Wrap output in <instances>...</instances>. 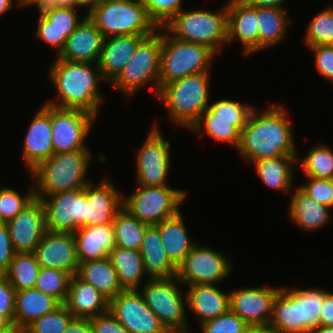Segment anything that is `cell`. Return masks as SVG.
Masks as SVG:
<instances>
[{
  "mask_svg": "<svg viewBox=\"0 0 333 333\" xmlns=\"http://www.w3.org/2000/svg\"><path fill=\"white\" fill-rule=\"evenodd\" d=\"M62 304L34 288L16 291L14 323L25 329L34 320L55 311Z\"/></svg>",
  "mask_w": 333,
  "mask_h": 333,
  "instance_id": "obj_28",
  "label": "cell"
},
{
  "mask_svg": "<svg viewBox=\"0 0 333 333\" xmlns=\"http://www.w3.org/2000/svg\"><path fill=\"white\" fill-rule=\"evenodd\" d=\"M11 324L12 322L6 316L0 315V330L7 328Z\"/></svg>",
  "mask_w": 333,
  "mask_h": 333,
  "instance_id": "obj_64",
  "label": "cell"
},
{
  "mask_svg": "<svg viewBox=\"0 0 333 333\" xmlns=\"http://www.w3.org/2000/svg\"><path fill=\"white\" fill-rule=\"evenodd\" d=\"M17 4H19V6H28V5H35L39 0H16Z\"/></svg>",
  "mask_w": 333,
  "mask_h": 333,
  "instance_id": "obj_65",
  "label": "cell"
},
{
  "mask_svg": "<svg viewBox=\"0 0 333 333\" xmlns=\"http://www.w3.org/2000/svg\"><path fill=\"white\" fill-rule=\"evenodd\" d=\"M99 1L98 0H75V4L78 7L88 6V10L93 8Z\"/></svg>",
  "mask_w": 333,
  "mask_h": 333,
  "instance_id": "obj_62",
  "label": "cell"
},
{
  "mask_svg": "<svg viewBox=\"0 0 333 333\" xmlns=\"http://www.w3.org/2000/svg\"><path fill=\"white\" fill-rule=\"evenodd\" d=\"M209 72L185 76L165 84L158 98L165 103L171 121L192 128L208 109Z\"/></svg>",
  "mask_w": 333,
  "mask_h": 333,
  "instance_id": "obj_4",
  "label": "cell"
},
{
  "mask_svg": "<svg viewBox=\"0 0 333 333\" xmlns=\"http://www.w3.org/2000/svg\"><path fill=\"white\" fill-rule=\"evenodd\" d=\"M87 16L104 38L120 35L150 36L159 31L140 0L98 2Z\"/></svg>",
  "mask_w": 333,
  "mask_h": 333,
  "instance_id": "obj_5",
  "label": "cell"
},
{
  "mask_svg": "<svg viewBox=\"0 0 333 333\" xmlns=\"http://www.w3.org/2000/svg\"><path fill=\"white\" fill-rule=\"evenodd\" d=\"M99 2H102V1H113V0H98Z\"/></svg>",
  "mask_w": 333,
  "mask_h": 333,
  "instance_id": "obj_66",
  "label": "cell"
},
{
  "mask_svg": "<svg viewBox=\"0 0 333 333\" xmlns=\"http://www.w3.org/2000/svg\"><path fill=\"white\" fill-rule=\"evenodd\" d=\"M90 159L92 153L88 149L54 153L30 172L36 178L35 197L45 198L59 192L83 188L91 183L86 179Z\"/></svg>",
  "mask_w": 333,
  "mask_h": 333,
  "instance_id": "obj_3",
  "label": "cell"
},
{
  "mask_svg": "<svg viewBox=\"0 0 333 333\" xmlns=\"http://www.w3.org/2000/svg\"><path fill=\"white\" fill-rule=\"evenodd\" d=\"M182 213L163 220L156 226L159 228L163 248L170 261L178 267L197 244L191 241L184 224Z\"/></svg>",
  "mask_w": 333,
  "mask_h": 333,
  "instance_id": "obj_29",
  "label": "cell"
},
{
  "mask_svg": "<svg viewBox=\"0 0 333 333\" xmlns=\"http://www.w3.org/2000/svg\"><path fill=\"white\" fill-rule=\"evenodd\" d=\"M147 15L158 28L166 25L182 10L183 0H140Z\"/></svg>",
  "mask_w": 333,
  "mask_h": 333,
  "instance_id": "obj_45",
  "label": "cell"
},
{
  "mask_svg": "<svg viewBox=\"0 0 333 333\" xmlns=\"http://www.w3.org/2000/svg\"><path fill=\"white\" fill-rule=\"evenodd\" d=\"M244 4L251 7H275L283 8L282 3L287 0H241Z\"/></svg>",
  "mask_w": 333,
  "mask_h": 333,
  "instance_id": "obj_58",
  "label": "cell"
},
{
  "mask_svg": "<svg viewBox=\"0 0 333 333\" xmlns=\"http://www.w3.org/2000/svg\"><path fill=\"white\" fill-rule=\"evenodd\" d=\"M64 305L74 318H92L109 310V300L77 275L71 277Z\"/></svg>",
  "mask_w": 333,
  "mask_h": 333,
  "instance_id": "obj_25",
  "label": "cell"
},
{
  "mask_svg": "<svg viewBox=\"0 0 333 333\" xmlns=\"http://www.w3.org/2000/svg\"><path fill=\"white\" fill-rule=\"evenodd\" d=\"M227 9V43L234 39L243 45L244 54L259 51V27L256 7L247 6L241 0H229Z\"/></svg>",
  "mask_w": 333,
  "mask_h": 333,
  "instance_id": "obj_21",
  "label": "cell"
},
{
  "mask_svg": "<svg viewBox=\"0 0 333 333\" xmlns=\"http://www.w3.org/2000/svg\"><path fill=\"white\" fill-rule=\"evenodd\" d=\"M315 53V64L319 74L333 83V45L309 46Z\"/></svg>",
  "mask_w": 333,
  "mask_h": 333,
  "instance_id": "obj_51",
  "label": "cell"
},
{
  "mask_svg": "<svg viewBox=\"0 0 333 333\" xmlns=\"http://www.w3.org/2000/svg\"><path fill=\"white\" fill-rule=\"evenodd\" d=\"M147 279L143 291L140 292L146 305L170 333L188 332L185 315L187 295L185 298L181 296L178 289V283L181 282L178 278Z\"/></svg>",
  "mask_w": 333,
  "mask_h": 333,
  "instance_id": "obj_9",
  "label": "cell"
},
{
  "mask_svg": "<svg viewBox=\"0 0 333 333\" xmlns=\"http://www.w3.org/2000/svg\"><path fill=\"white\" fill-rule=\"evenodd\" d=\"M162 29L178 40L206 45L218 54L219 45L228 44L226 5L216 13L182 9Z\"/></svg>",
  "mask_w": 333,
  "mask_h": 333,
  "instance_id": "obj_6",
  "label": "cell"
},
{
  "mask_svg": "<svg viewBox=\"0 0 333 333\" xmlns=\"http://www.w3.org/2000/svg\"><path fill=\"white\" fill-rule=\"evenodd\" d=\"M77 276L94 286L109 301L124 290L109 257L79 263Z\"/></svg>",
  "mask_w": 333,
  "mask_h": 333,
  "instance_id": "obj_32",
  "label": "cell"
},
{
  "mask_svg": "<svg viewBox=\"0 0 333 333\" xmlns=\"http://www.w3.org/2000/svg\"><path fill=\"white\" fill-rule=\"evenodd\" d=\"M227 257L210 247L195 245L184 261L177 267L181 284H215L224 280L232 265Z\"/></svg>",
  "mask_w": 333,
  "mask_h": 333,
  "instance_id": "obj_13",
  "label": "cell"
},
{
  "mask_svg": "<svg viewBox=\"0 0 333 333\" xmlns=\"http://www.w3.org/2000/svg\"><path fill=\"white\" fill-rule=\"evenodd\" d=\"M31 190L25 196H21L14 189L0 188V222L12 220L35 198L34 189Z\"/></svg>",
  "mask_w": 333,
  "mask_h": 333,
  "instance_id": "obj_44",
  "label": "cell"
},
{
  "mask_svg": "<svg viewBox=\"0 0 333 333\" xmlns=\"http://www.w3.org/2000/svg\"><path fill=\"white\" fill-rule=\"evenodd\" d=\"M309 178V182L299 186L307 195L319 204L333 207V179Z\"/></svg>",
  "mask_w": 333,
  "mask_h": 333,
  "instance_id": "obj_50",
  "label": "cell"
},
{
  "mask_svg": "<svg viewBox=\"0 0 333 333\" xmlns=\"http://www.w3.org/2000/svg\"><path fill=\"white\" fill-rule=\"evenodd\" d=\"M40 267L65 271L77 275L79 262L72 232L46 231L34 251Z\"/></svg>",
  "mask_w": 333,
  "mask_h": 333,
  "instance_id": "obj_18",
  "label": "cell"
},
{
  "mask_svg": "<svg viewBox=\"0 0 333 333\" xmlns=\"http://www.w3.org/2000/svg\"><path fill=\"white\" fill-rule=\"evenodd\" d=\"M268 326L275 333H300L299 288L283 286L279 290Z\"/></svg>",
  "mask_w": 333,
  "mask_h": 333,
  "instance_id": "obj_30",
  "label": "cell"
},
{
  "mask_svg": "<svg viewBox=\"0 0 333 333\" xmlns=\"http://www.w3.org/2000/svg\"><path fill=\"white\" fill-rule=\"evenodd\" d=\"M155 125L137 152V183L143 186L167 185L170 168V142Z\"/></svg>",
  "mask_w": 333,
  "mask_h": 333,
  "instance_id": "obj_15",
  "label": "cell"
},
{
  "mask_svg": "<svg viewBox=\"0 0 333 333\" xmlns=\"http://www.w3.org/2000/svg\"><path fill=\"white\" fill-rule=\"evenodd\" d=\"M72 313L62 304L55 311L34 320L25 333H64L73 319Z\"/></svg>",
  "mask_w": 333,
  "mask_h": 333,
  "instance_id": "obj_43",
  "label": "cell"
},
{
  "mask_svg": "<svg viewBox=\"0 0 333 333\" xmlns=\"http://www.w3.org/2000/svg\"><path fill=\"white\" fill-rule=\"evenodd\" d=\"M14 0H0V15L10 11L13 7Z\"/></svg>",
  "mask_w": 333,
  "mask_h": 333,
  "instance_id": "obj_61",
  "label": "cell"
},
{
  "mask_svg": "<svg viewBox=\"0 0 333 333\" xmlns=\"http://www.w3.org/2000/svg\"><path fill=\"white\" fill-rule=\"evenodd\" d=\"M329 207L319 204L300 187L295 190L289 205V216L301 229L313 231L321 229L330 219Z\"/></svg>",
  "mask_w": 333,
  "mask_h": 333,
  "instance_id": "obj_31",
  "label": "cell"
},
{
  "mask_svg": "<svg viewBox=\"0 0 333 333\" xmlns=\"http://www.w3.org/2000/svg\"><path fill=\"white\" fill-rule=\"evenodd\" d=\"M119 282L124 290H138L141 278L145 275L143 261L139 250L115 247L109 254Z\"/></svg>",
  "mask_w": 333,
  "mask_h": 333,
  "instance_id": "obj_34",
  "label": "cell"
},
{
  "mask_svg": "<svg viewBox=\"0 0 333 333\" xmlns=\"http://www.w3.org/2000/svg\"><path fill=\"white\" fill-rule=\"evenodd\" d=\"M40 265L34 253H15L4 274L16 291L34 288Z\"/></svg>",
  "mask_w": 333,
  "mask_h": 333,
  "instance_id": "obj_38",
  "label": "cell"
},
{
  "mask_svg": "<svg viewBox=\"0 0 333 333\" xmlns=\"http://www.w3.org/2000/svg\"><path fill=\"white\" fill-rule=\"evenodd\" d=\"M245 333H275L269 326H250Z\"/></svg>",
  "mask_w": 333,
  "mask_h": 333,
  "instance_id": "obj_59",
  "label": "cell"
},
{
  "mask_svg": "<svg viewBox=\"0 0 333 333\" xmlns=\"http://www.w3.org/2000/svg\"><path fill=\"white\" fill-rule=\"evenodd\" d=\"M76 7H60L40 9L39 11L50 21L58 30H75L84 19H79Z\"/></svg>",
  "mask_w": 333,
  "mask_h": 333,
  "instance_id": "obj_49",
  "label": "cell"
},
{
  "mask_svg": "<svg viewBox=\"0 0 333 333\" xmlns=\"http://www.w3.org/2000/svg\"><path fill=\"white\" fill-rule=\"evenodd\" d=\"M14 254L15 251L12 246L7 225L4 222H0V274L7 272Z\"/></svg>",
  "mask_w": 333,
  "mask_h": 333,
  "instance_id": "obj_54",
  "label": "cell"
},
{
  "mask_svg": "<svg viewBox=\"0 0 333 333\" xmlns=\"http://www.w3.org/2000/svg\"><path fill=\"white\" fill-rule=\"evenodd\" d=\"M186 193L169 185H140L135 192L123 198V207L141 222L157 225L180 212L179 206Z\"/></svg>",
  "mask_w": 333,
  "mask_h": 333,
  "instance_id": "obj_10",
  "label": "cell"
},
{
  "mask_svg": "<svg viewBox=\"0 0 333 333\" xmlns=\"http://www.w3.org/2000/svg\"><path fill=\"white\" fill-rule=\"evenodd\" d=\"M147 226L122 207L113 219L115 246L140 250Z\"/></svg>",
  "mask_w": 333,
  "mask_h": 333,
  "instance_id": "obj_37",
  "label": "cell"
},
{
  "mask_svg": "<svg viewBox=\"0 0 333 333\" xmlns=\"http://www.w3.org/2000/svg\"><path fill=\"white\" fill-rule=\"evenodd\" d=\"M51 134V105L46 103L33 117L24 138L22 157L29 172L54 154Z\"/></svg>",
  "mask_w": 333,
  "mask_h": 333,
  "instance_id": "obj_19",
  "label": "cell"
},
{
  "mask_svg": "<svg viewBox=\"0 0 333 333\" xmlns=\"http://www.w3.org/2000/svg\"><path fill=\"white\" fill-rule=\"evenodd\" d=\"M305 44L333 45V7H328L313 17L306 30Z\"/></svg>",
  "mask_w": 333,
  "mask_h": 333,
  "instance_id": "obj_42",
  "label": "cell"
},
{
  "mask_svg": "<svg viewBox=\"0 0 333 333\" xmlns=\"http://www.w3.org/2000/svg\"><path fill=\"white\" fill-rule=\"evenodd\" d=\"M6 225L15 253H34L47 231L42 200L35 197Z\"/></svg>",
  "mask_w": 333,
  "mask_h": 333,
  "instance_id": "obj_16",
  "label": "cell"
},
{
  "mask_svg": "<svg viewBox=\"0 0 333 333\" xmlns=\"http://www.w3.org/2000/svg\"><path fill=\"white\" fill-rule=\"evenodd\" d=\"M37 38L57 49V56L63 50L67 37L74 30H58L41 12L36 29Z\"/></svg>",
  "mask_w": 333,
  "mask_h": 333,
  "instance_id": "obj_48",
  "label": "cell"
},
{
  "mask_svg": "<svg viewBox=\"0 0 333 333\" xmlns=\"http://www.w3.org/2000/svg\"><path fill=\"white\" fill-rule=\"evenodd\" d=\"M103 40L100 30L86 15L67 37L63 50L56 57L73 62L98 63Z\"/></svg>",
  "mask_w": 333,
  "mask_h": 333,
  "instance_id": "obj_22",
  "label": "cell"
},
{
  "mask_svg": "<svg viewBox=\"0 0 333 333\" xmlns=\"http://www.w3.org/2000/svg\"><path fill=\"white\" fill-rule=\"evenodd\" d=\"M165 30L162 33L160 89L174 80L202 72H210V62L216 53L208 46L176 39Z\"/></svg>",
  "mask_w": 333,
  "mask_h": 333,
  "instance_id": "obj_7",
  "label": "cell"
},
{
  "mask_svg": "<svg viewBox=\"0 0 333 333\" xmlns=\"http://www.w3.org/2000/svg\"><path fill=\"white\" fill-rule=\"evenodd\" d=\"M50 79L59 95L47 104L59 108L80 109L95 116L103 100L99 94V80H104L98 63L73 62L56 58L50 68Z\"/></svg>",
  "mask_w": 333,
  "mask_h": 333,
  "instance_id": "obj_2",
  "label": "cell"
},
{
  "mask_svg": "<svg viewBox=\"0 0 333 333\" xmlns=\"http://www.w3.org/2000/svg\"><path fill=\"white\" fill-rule=\"evenodd\" d=\"M89 183L85 186L86 227L113 224L117 212L123 207V195L111 180ZM111 182V183H110Z\"/></svg>",
  "mask_w": 333,
  "mask_h": 333,
  "instance_id": "obj_20",
  "label": "cell"
},
{
  "mask_svg": "<svg viewBox=\"0 0 333 333\" xmlns=\"http://www.w3.org/2000/svg\"><path fill=\"white\" fill-rule=\"evenodd\" d=\"M247 120H224L213 119V112L208 108L200 116L199 120L192 126L193 131L199 132L203 127L209 137L220 142H228L238 149L241 131Z\"/></svg>",
  "mask_w": 333,
  "mask_h": 333,
  "instance_id": "obj_36",
  "label": "cell"
},
{
  "mask_svg": "<svg viewBox=\"0 0 333 333\" xmlns=\"http://www.w3.org/2000/svg\"><path fill=\"white\" fill-rule=\"evenodd\" d=\"M301 162L297 155H283L254 162L262 182L270 188L284 193L290 191L293 180V163Z\"/></svg>",
  "mask_w": 333,
  "mask_h": 333,
  "instance_id": "obj_33",
  "label": "cell"
},
{
  "mask_svg": "<svg viewBox=\"0 0 333 333\" xmlns=\"http://www.w3.org/2000/svg\"><path fill=\"white\" fill-rule=\"evenodd\" d=\"M213 112V119L248 120L252 110L249 104H242L234 100H219L208 107Z\"/></svg>",
  "mask_w": 333,
  "mask_h": 333,
  "instance_id": "obj_47",
  "label": "cell"
},
{
  "mask_svg": "<svg viewBox=\"0 0 333 333\" xmlns=\"http://www.w3.org/2000/svg\"><path fill=\"white\" fill-rule=\"evenodd\" d=\"M185 295L188 309L201 320V325L230 310L229 293L221 292L215 284L191 285Z\"/></svg>",
  "mask_w": 333,
  "mask_h": 333,
  "instance_id": "obj_26",
  "label": "cell"
},
{
  "mask_svg": "<svg viewBox=\"0 0 333 333\" xmlns=\"http://www.w3.org/2000/svg\"><path fill=\"white\" fill-rule=\"evenodd\" d=\"M95 118H97L95 115L84 110L51 105V136L54 153L88 149L84 141Z\"/></svg>",
  "mask_w": 333,
  "mask_h": 333,
  "instance_id": "obj_11",
  "label": "cell"
},
{
  "mask_svg": "<svg viewBox=\"0 0 333 333\" xmlns=\"http://www.w3.org/2000/svg\"><path fill=\"white\" fill-rule=\"evenodd\" d=\"M64 333H93L89 318H73Z\"/></svg>",
  "mask_w": 333,
  "mask_h": 333,
  "instance_id": "obj_56",
  "label": "cell"
},
{
  "mask_svg": "<svg viewBox=\"0 0 333 333\" xmlns=\"http://www.w3.org/2000/svg\"><path fill=\"white\" fill-rule=\"evenodd\" d=\"M73 235L79 263L107 258L116 247L113 224L80 227Z\"/></svg>",
  "mask_w": 333,
  "mask_h": 333,
  "instance_id": "obj_24",
  "label": "cell"
},
{
  "mask_svg": "<svg viewBox=\"0 0 333 333\" xmlns=\"http://www.w3.org/2000/svg\"><path fill=\"white\" fill-rule=\"evenodd\" d=\"M282 105L252 110L240 135L238 152L245 161L257 162L283 155H297L292 126Z\"/></svg>",
  "mask_w": 333,
  "mask_h": 333,
  "instance_id": "obj_1",
  "label": "cell"
},
{
  "mask_svg": "<svg viewBox=\"0 0 333 333\" xmlns=\"http://www.w3.org/2000/svg\"><path fill=\"white\" fill-rule=\"evenodd\" d=\"M302 161L306 177L333 179V151L331 148L319 144V146L311 148Z\"/></svg>",
  "mask_w": 333,
  "mask_h": 333,
  "instance_id": "obj_41",
  "label": "cell"
},
{
  "mask_svg": "<svg viewBox=\"0 0 333 333\" xmlns=\"http://www.w3.org/2000/svg\"><path fill=\"white\" fill-rule=\"evenodd\" d=\"M312 333H333V327H331V326H319Z\"/></svg>",
  "mask_w": 333,
  "mask_h": 333,
  "instance_id": "obj_63",
  "label": "cell"
},
{
  "mask_svg": "<svg viewBox=\"0 0 333 333\" xmlns=\"http://www.w3.org/2000/svg\"><path fill=\"white\" fill-rule=\"evenodd\" d=\"M0 333H25V329L18 326L16 323H12L7 328L0 330Z\"/></svg>",
  "mask_w": 333,
  "mask_h": 333,
  "instance_id": "obj_60",
  "label": "cell"
},
{
  "mask_svg": "<svg viewBox=\"0 0 333 333\" xmlns=\"http://www.w3.org/2000/svg\"><path fill=\"white\" fill-rule=\"evenodd\" d=\"M35 5H38V9L47 8H60V7H77L75 0H39Z\"/></svg>",
  "mask_w": 333,
  "mask_h": 333,
  "instance_id": "obj_57",
  "label": "cell"
},
{
  "mask_svg": "<svg viewBox=\"0 0 333 333\" xmlns=\"http://www.w3.org/2000/svg\"><path fill=\"white\" fill-rule=\"evenodd\" d=\"M144 38L137 35L104 38L98 61L104 80L112 82L119 75Z\"/></svg>",
  "mask_w": 333,
  "mask_h": 333,
  "instance_id": "obj_23",
  "label": "cell"
},
{
  "mask_svg": "<svg viewBox=\"0 0 333 333\" xmlns=\"http://www.w3.org/2000/svg\"><path fill=\"white\" fill-rule=\"evenodd\" d=\"M71 277L69 273L59 269L40 267L35 288L64 304Z\"/></svg>",
  "mask_w": 333,
  "mask_h": 333,
  "instance_id": "obj_40",
  "label": "cell"
},
{
  "mask_svg": "<svg viewBox=\"0 0 333 333\" xmlns=\"http://www.w3.org/2000/svg\"><path fill=\"white\" fill-rule=\"evenodd\" d=\"M250 326L230 310L201 325L203 333H245Z\"/></svg>",
  "mask_w": 333,
  "mask_h": 333,
  "instance_id": "obj_46",
  "label": "cell"
},
{
  "mask_svg": "<svg viewBox=\"0 0 333 333\" xmlns=\"http://www.w3.org/2000/svg\"><path fill=\"white\" fill-rule=\"evenodd\" d=\"M319 326L333 327V293L324 295L323 306L319 316Z\"/></svg>",
  "mask_w": 333,
  "mask_h": 333,
  "instance_id": "obj_55",
  "label": "cell"
},
{
  "mask_svg": "<svg viewBox=\"0 0 333 333\" xmlns=\"http://www.w3.org/2000/svg\"><path fill=\"white\" fill-rule=\"evenodd\" d=\"M139 251L149 279L177 277V267L167 257L156 225L146 227Z\"/></svg>",
  "mask_w": 333,
  "mask_h": 333,
  "instance_id": "obj_27",
  "label": "cell"
},
{
  "mask_svg": "<svg viewBox=\"0 0 333 333\" xmlns=\"http://www.w3.org/2000/svg\"><path fill=\"white\" fill-rule=\"evenodd\" d=\"M285 9L275 7H256L259 27V51L280 42L286 33L287 23Z\"/></svg>",
  "mask_w": 333,
  "mask_h": 333,
  "instance_id": "obj_35",
  "label": "cell"
},
{
  "mask_svg": "<svg viewBox=\"0 0 333 333\" xmlns=\"http://www.w3.org/2000/svg\"><path fill=\"white\" fill-rule=\"evenodd\" d=\"M140 290H123L109 301V311L130 333H170L146 305Z\"/></svg>",
  "mask_w": 333,
  "mask_h": 333,
  "instance_id": "obj_14",
  "label": "cell"
},
{
  "mask_svg": "<svg viewBox=\"0 0 333 333\" xmlns=\"http://www.w3.org/2000/svg\"><path fill=\"white\" fill-rule=\"evenodd\" d=\"M327 291L317 288L299 289L300 333H312L319 327V316Z\"/></svg>",
  "mask_w": 333,
  "mask_h": 333,
  "instance_id": "obj_39",
  "label": "cell"
},
{
  "mask_svg": "<svg viewBox=\"0 0 333 333\" xmlns=\"http://www.w3.org/2000/svg\"><path fill=\"white\" fill-rule=\"evenodd\" d=\"M16 290L4 274H0V315L14 323Z\"/></svg>",
  "mask_w": 333,
  "mask_h": 333,
  "instance_id": "obj_52",
  "label": "cell"
},
{
  "mask_svg": "<svg viewBox=\"0 0 333 333\" xmlns=\"http://www.w3.org/2000/svg\"><path fill=\"white\" fill-rule=\"evenodd\" d=\"M89 320L93 333H130L109 310Z\"/></svg>",
  "mask_w": 333,
  "mask_h": 333,
  "instance_id": "obj_53",
  "label": "cell"
},
{
  "mask_svg": "<svg viewBox=\"0 0 333 333\" xmlns=\"http://www.w3.org/2000/svg\"><path fill=\"white\" fill-rule=\"evenodd\" d=\"M280 287H254L229 292L230 311L249 326H268Z\"/></svg>",
  "mask_w": 333,
  "mask_h": 333,
  "instance_id": "obj_17",
  "label": "cell"
},
{
  "mask_svg": "<svg viewBox=\"0 0 333 333\" xmlns=\"http://www.w3.org/2000/svg\"><path fill=\"white\" fill-rule=\"evenodd\" d=\"M162 33L154 32L145 37L119 75L112 81L115 88L133 96L137 89L148 82H155V94L160 91V63Z\"/></svg>",
  "mask_w": 333,
  "mask_h": 333,
  "instance_id": "obj_8",
  "label": "cell"
},
{
  "mask_svg": "<svg viewBox=\"0 0 333 333\" xmlns=\"http://www.w3.org/2000/svg\"><path fill=\"white\" fill-rule=\"evenodd\" d=\"M39 199L44 205L47 231L73 233L86 227L85 187Z\"/></svg>",
  "mask_w": 333,
  "mask_h": 333,
  "instance_id": "obj_12",
  "label": "cell"
}]
</instances>
